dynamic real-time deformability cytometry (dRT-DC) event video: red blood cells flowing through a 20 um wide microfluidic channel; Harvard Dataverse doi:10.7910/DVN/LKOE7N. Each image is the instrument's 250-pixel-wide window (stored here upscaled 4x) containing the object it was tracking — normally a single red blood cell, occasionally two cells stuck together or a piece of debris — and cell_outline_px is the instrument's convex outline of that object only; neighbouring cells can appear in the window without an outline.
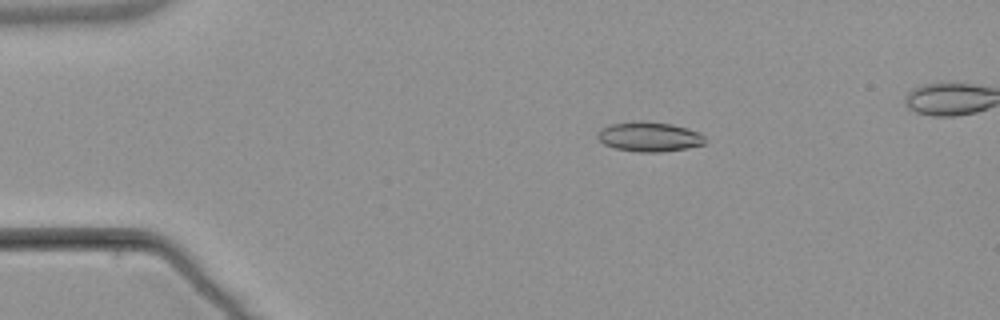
{"species": "common noctule bat (a hibernating species)", "species_latin": "Nyctalus noctula", "temperature_condition": "warm", "stored_images_in_passage": 5, "camera_frame_rate_fps": 3000, "um_per_image_px": 0.085, "animal": {"sex": "male", "body_mass_g": 21.5, "forearm_length_mm": 52.0}, "frame": {"image": 1, "passage_image": 3, "time_ms": 2.333, "image_size_px": [1000, 320], "cell_outline_px": [[704, 144], [688, 148], [660, 152], [636, 152], [616, 148], [604, 144], [596, 136], [600, 128], [608, 124], [672, 124], [700, 132], [704, 136]], "centroid_in_image_um": [55.2, 11.67], "position_along_channel_um": 29.8, "area_um2": 17.8}}